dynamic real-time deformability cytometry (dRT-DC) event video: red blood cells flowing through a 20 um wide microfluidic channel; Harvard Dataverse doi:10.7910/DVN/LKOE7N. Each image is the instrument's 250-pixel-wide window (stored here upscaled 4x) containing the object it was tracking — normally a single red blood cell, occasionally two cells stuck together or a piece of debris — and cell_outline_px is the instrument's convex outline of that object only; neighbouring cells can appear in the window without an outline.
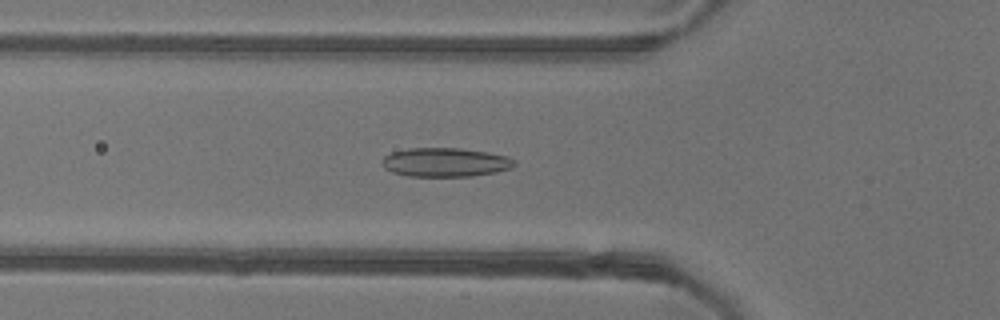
{"species": "common noctule bat (a hibernating species)", "species_latin": "Nyctalus noctula", "temperature_condition": "warm", "stored_images_in_passage": 45, "camera_frame_rate_fps": 3000, "um_per_image_px": 0.085, "animal": {"sex": "female"}, "frame": {"image": 1, "passage_image": 17, "time_ms": 5.333, "image_size_px": [1000, 320], "cell_outline_px": [[516, 164], [512, 168], [496, 172], [472, 176], [408, 176], [392, 172], [384, 168], [380, 164], [380, 160], [384, 156], [392, 152], [412, 148], [460, 148], [488, 152], [508, 156], [516, 160]], "centroid_in_image_um": [37.85, 13.79], "position_along_channel_um": 87.9, "area_um2": 22.54}}
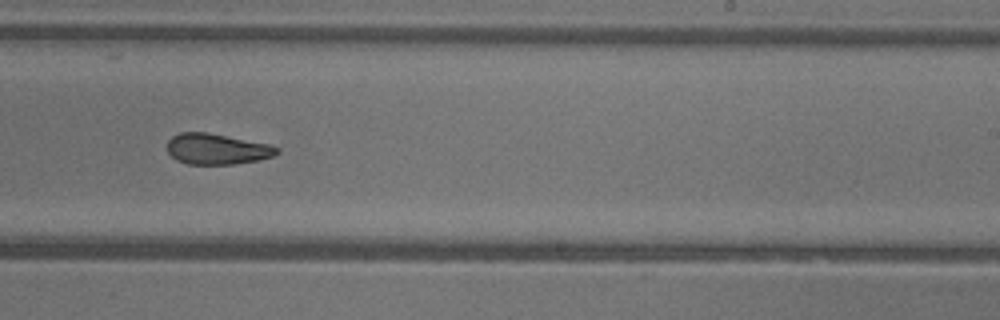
{"frame": {"image": 2, "passage_image": 31, "time_ms": 10.0, "image_size_px": [1000, 320], "cell_outline_px": [[280, 152], [272, 156], [256, 160], [232, 164], [188, 164], [176, 160], [168, 152], [168, 140], [172, 136], [180, 132], [208, 132], [272, 144], [280, 148]], "centroid_in_image_um": [18.46, 12.65], "position_along_channel_um": 270.5, "area_um2": 19.77}}
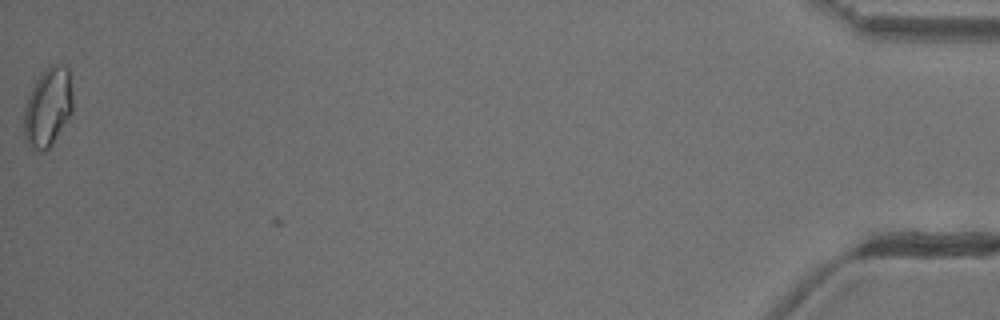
{"frame": {"image": 3, "passage_image": 45, "time_ms": 14.667, "image_size_px": [1000, 320], "cell_outline_px": [[72, 112], [52, 144], [44, 152], [32, 152], [28, 148], [24, 132], [24, 108], [32, 88], [36, 80], [52, 64], [60, 64], [68, 68], [72, 96]], "centroid_in_image_um": [4.05, 9.18], "position_along_channel_um": 431.1, "area_um2": 22.31}, "authors_computed_cell_mechanics": {"area_um2": 21.0392, "velocity_mm_per_s": 3.8985, "shape_relaxation_time_tau1_ms": null, "shape_relaxation_time_tau2_ms": 3.9174, "deformation_change_tau1": null, "deformation_change_tau2": 0.1026}}